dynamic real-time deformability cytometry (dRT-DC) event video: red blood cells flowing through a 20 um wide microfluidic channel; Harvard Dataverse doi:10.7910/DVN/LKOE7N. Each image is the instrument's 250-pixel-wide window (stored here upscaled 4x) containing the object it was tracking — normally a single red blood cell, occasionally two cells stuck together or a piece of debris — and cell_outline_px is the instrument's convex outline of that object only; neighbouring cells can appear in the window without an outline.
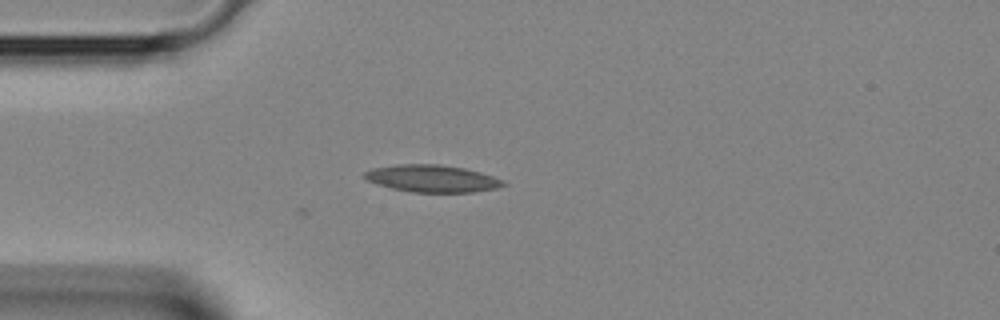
{"species": "Egyptian fruit bat (a non-hibernating species)", "species_latin": "Rousettus aegyptiacus", "temperature_condition": "room temperature", "stored_images_in_passage": 1, "camera_frame_rate_fps": 3000, "um_per_image_px": 0.085, "animal": {"sex": "female"}, "frame": {"image": 1, "passage_image": 1, "time_ms": 0.0, "image_size_px": [1000, 320], "cell_outline_px": [[508, 184], [496, 188], [472, 192], [408, 192], [376, 184], [364, 180], [364, 172], [372, 168], [396, 164], [440, 164], [464, 168], [480, 172], [504, 180]], "centroid_in_image_um": [36.7, 15.17], "position_along_channel_um": 48.3, "area_um2": 22.14}}